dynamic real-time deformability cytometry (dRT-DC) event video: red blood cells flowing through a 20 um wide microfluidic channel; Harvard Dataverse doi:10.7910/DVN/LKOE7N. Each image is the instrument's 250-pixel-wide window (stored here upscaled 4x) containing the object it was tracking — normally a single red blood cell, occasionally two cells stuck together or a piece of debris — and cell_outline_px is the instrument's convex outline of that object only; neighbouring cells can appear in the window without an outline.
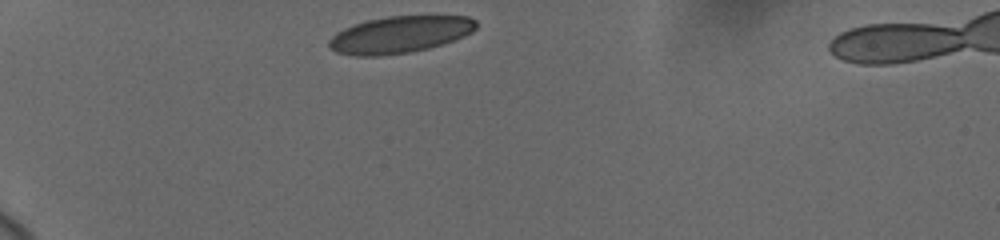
{"species": "human", "species_latin": "Homo sapiens", "temperature_condition": "cold", "stored_images_in_passage": 45, "camera_frame_rate_fps": 3000, "um_per_image_px": 0.085, "donor": {"sex": "female"}, "frame": {"image": 1, "passage_image": 1, "time_ms": 0.0, "image_size_px": [1000, 240], "cell_outline_px": [[476, 28], [472, 32], [464, 36], [428, 48], [408, 52], [380, 56], [352, 56], [336, 52], [328, 48], [328, 40], [336, 32], [352, 24], [368, 20], [388, 16], [468, 16], [476, 20]], "centroid_in_image_um": [33.93, 2.94], "position_along_channel_um": 51.1, "area_um2": 31.62}}
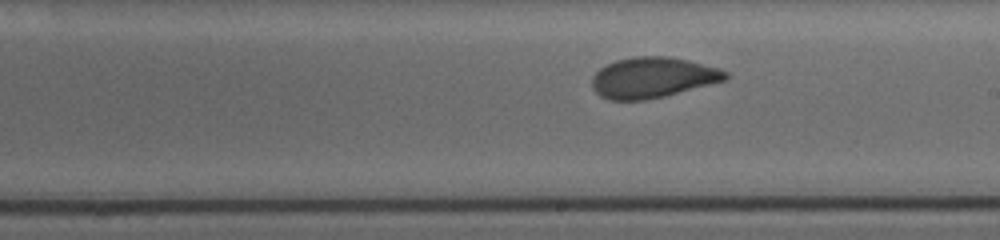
{"frame": {"image": 2, "passage_image": 25, "time_ms": 6.0, "image_size_px": [1000, 240], "cell_outline_px": [[728, 80], [664, 96], [644, 100], [608, 100], [600, 96], [592, 88], [592, 76], [600, 68], [616, 60], [636, 56], [668, 56], [688, 60], [720, 68], [728, 72]], "centroid_in_image_um": [55.49, 6.59], "position_along_channel_um": 233.5, "area_um2": 31.73}}
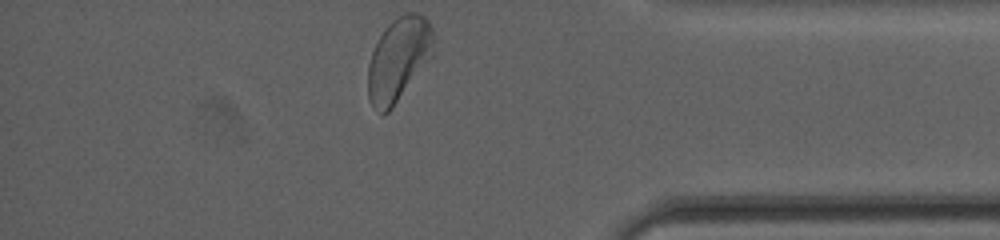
{"frame": {"image": 3, "passage_image": 45, "time_ms": 11.0, "image_size_px": [1000, 240], "cell_outline_px": [[436, 52], [392, 108], [388, 112], [380, 112], [372, 108], [368, 100], [368, 64], [372, 52], [384, 28], [396, 16], [404, 12], [416, 12], [424, 16], [428, 20], [432, 28]], "centroid_in_image_um": [33.9, 5.01], "position_along_channel_um": 401.3, "area_um2": 32.37}, "authors_computed_cell_mechanics": {"area_um2": 31.79, "velocity_mm_per_s": 3.6746, "shape_relaxation_time_tau1_ms": 3.4179, "shape_relaxation_time_tau2_ms": 0.7026, "deformation_change_tau1": 0.1315, "deformation_change_tau2": 0.0565}}